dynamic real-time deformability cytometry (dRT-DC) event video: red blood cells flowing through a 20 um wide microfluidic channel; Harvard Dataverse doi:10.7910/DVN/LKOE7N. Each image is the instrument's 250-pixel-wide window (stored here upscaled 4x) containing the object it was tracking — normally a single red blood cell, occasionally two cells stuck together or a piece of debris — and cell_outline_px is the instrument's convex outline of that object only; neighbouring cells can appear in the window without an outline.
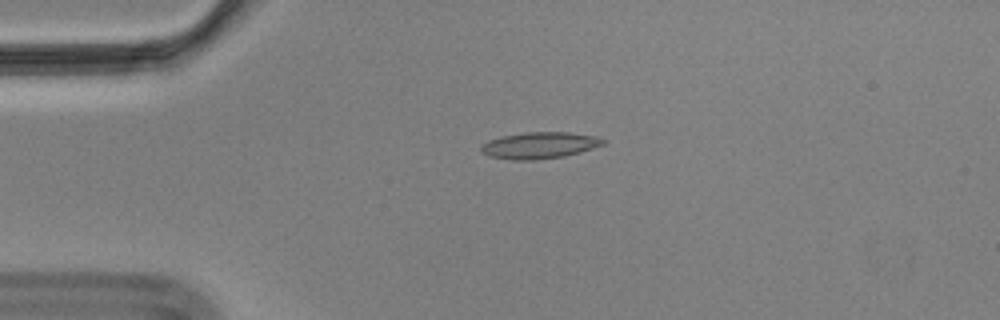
{"species": "Egyptian fruit bat (a non-hibernating species)", "species_latin": "Rousettus aegyptiacus", "temperature_condition": "cold", "stored_images_in_passage": 45, "camera_frame_rate_fps": 3000, "um_per_image_px": 0.085, "animal": {"sex": "male"}, "frame": {"image": 1, "passage_image": 1, "time_ms": 0.0, "image_size_px": [1000, 320], "cell_outline_px": [[604, 144], [580, 152], [564, 156], [532, 160], [512, 160], [492, 156], [484, 152], [480, 148], [488, 140], [504, 136], [524, 132], [568, 132], [596, 136], [604, 140]], "centroid_in_image_um": [45.88, 12.35], "position_along_channel_um": 39.1, "area_um2": 18.5}}
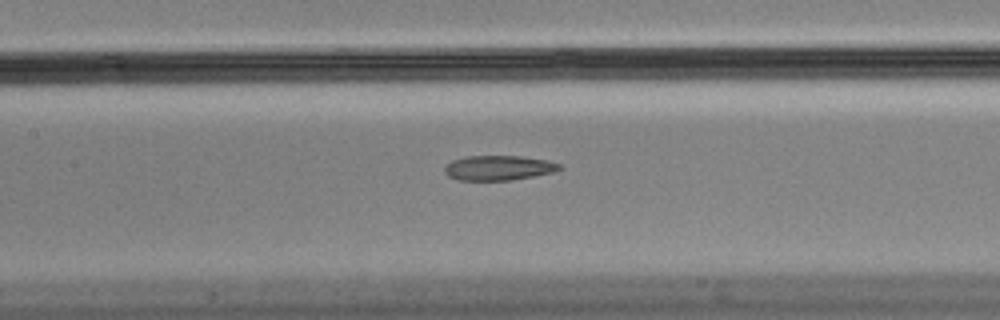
{"frame": {"image": 2, "passage_image": 14, "time_ms": 4.333, "image_size_px": [1000, 320], "cell_outline_px": [[564, 168], [552, 172], [512, 180], [456, 180], [448, 176], [444, 172], [444, 168], [452, 160], [464, 156], [520, 156], [548, 160], [564, 164]], "centroid_in_image_um": [42.4, 14.26], "position_along_channel_um": 165.0, "area_um2": 16.76}}
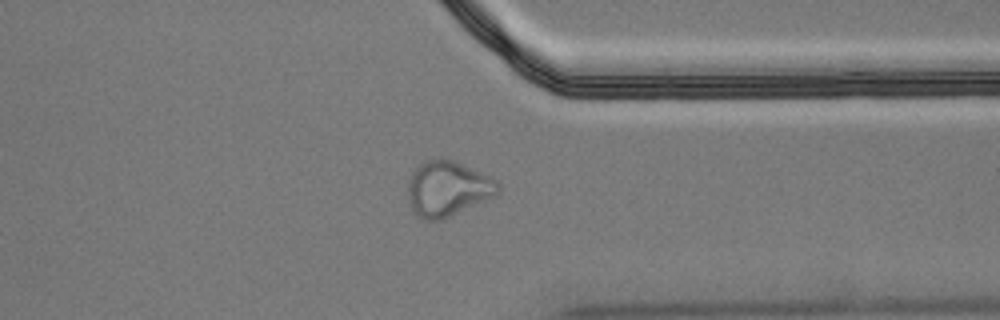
{"frame": {"image": 3, "passage_image": 32, "time_ms": 10.333, "image_size_px": [1000, 320], "cell_outline_px": [[500, 192], [496, 196], [444, 220], [428, 220], [420, 216], [412, 208], [408, 200], [408, 180], [412, 172], [424, 160], [452, 160], [492, 176], [500, 184]], "centroid_in_image_um": [38.1, 16.05], "position_along_channel_um": 373.3, "area_um2": 29.13}, "authors_computed_cell_mechanics": {"area_um2": 19.0162, "velocity_mm_per_s": 3.5168, "shape_relaxation_time_tau1_ms": null, "shape_relaxation_time_tau2_ms": 2.4456, "deformation_change_tau1": null, "deformation_change_tau2": 0.0803}}